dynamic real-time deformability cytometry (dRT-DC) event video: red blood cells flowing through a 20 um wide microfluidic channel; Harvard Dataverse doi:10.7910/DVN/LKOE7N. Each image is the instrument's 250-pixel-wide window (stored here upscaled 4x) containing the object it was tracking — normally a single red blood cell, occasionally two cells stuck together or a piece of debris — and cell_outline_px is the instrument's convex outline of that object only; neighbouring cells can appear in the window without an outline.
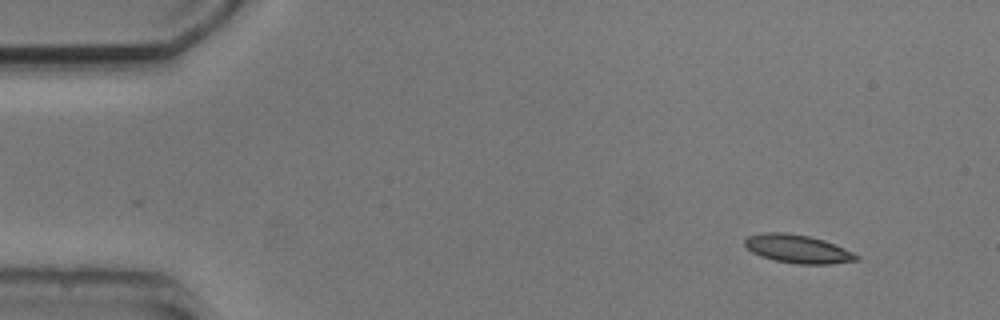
{"species": "common noctule bat (a hibernating species)", "species_latin": "Nyctalus noctula", "temperature_condition": "cold", "stored_images_in_passage": 3, "camera_frame_rate_fps": 3000, "um_per_image_px": 0.085, "animal": {"sex": "male", "body_mass_g": 20.5, "forearm_length_mm": 52.5}, "frame": {"image": 1, "passage_image": 3, "time_ms": 2.667, "image_size_px": [1000, 320], "cell_outline_px": [[860, 260], [828, 264], [800, 264], [776, 260], [760, 256], [752, 252], [744, 244], [744, 240], [748, 236], [764, 232], [784, 232], [808, 236], [824, 240], [844, 248], [860, 256]], "centroid_in_image_um": [67.81, 21.15], "position_along_channel_um": 17.2, "area_um2": 18.32}}